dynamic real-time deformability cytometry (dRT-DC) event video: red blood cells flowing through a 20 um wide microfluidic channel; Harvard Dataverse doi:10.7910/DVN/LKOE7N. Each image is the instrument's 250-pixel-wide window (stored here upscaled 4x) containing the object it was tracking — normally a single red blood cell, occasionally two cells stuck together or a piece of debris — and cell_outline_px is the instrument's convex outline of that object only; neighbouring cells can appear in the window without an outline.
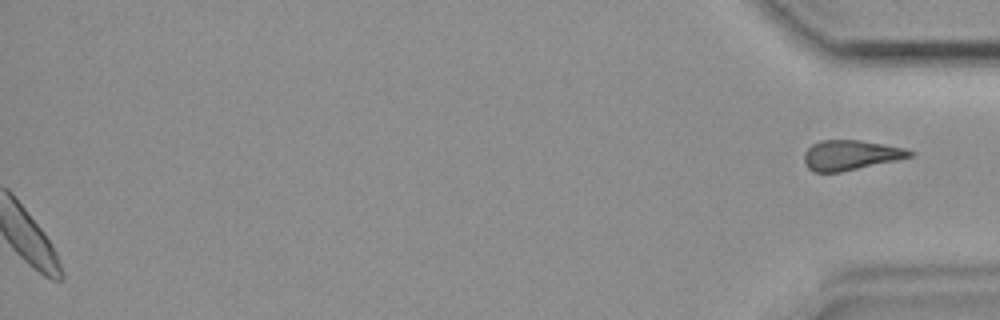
{"species": "common noctule bat (a hibernating species)", "species_latin": "Nyctalus noctula", "temperature_condition": "room temperature", "stored_images_in_passage": 45, "segment_of_instrument_passage": [2, 2], "camera_frame_rate_fps": 3000, "um_per_image_px": 0.085, "animal": {"sex": "female", "body_mass_g": 19.9}, "frame": {"image": 1, "passage_image": 45, "time_ms": 14.667, "image_size_px": [1000, 320], "cell_outline_px": [[916, 156], [840, 172], [812, 172], [808, 168], [804, 160], [804, 152], [812, 144], [820, 140], [860, 140], [904, 148], [916, 152]], "centroid_in_image_um": [72.32, 13.18], "position_along_channel_um": 362.9, "area_um2": 18.5}}